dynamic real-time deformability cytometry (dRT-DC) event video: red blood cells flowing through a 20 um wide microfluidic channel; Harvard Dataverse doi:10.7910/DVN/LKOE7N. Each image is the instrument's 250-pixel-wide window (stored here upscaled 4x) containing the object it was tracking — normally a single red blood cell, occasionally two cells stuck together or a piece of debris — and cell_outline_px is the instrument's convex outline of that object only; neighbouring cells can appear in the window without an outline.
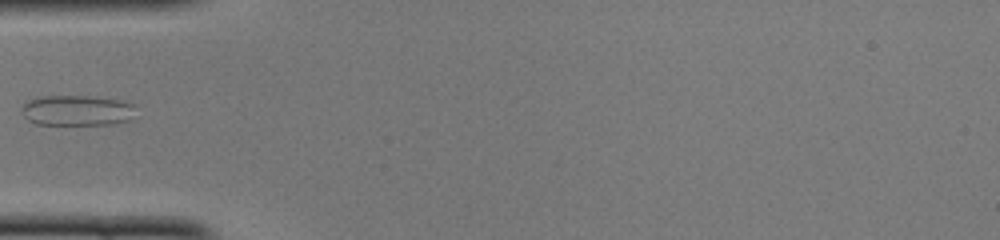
{"species": "common noctule bat (a hibernating species)", "species_latin": "Nyctalus noctula", "temperature_condition": "cold", "stored_images_in_passage": 32, "camera_frame_rate_fps": 3000, "um_per_image_px": 0.085, "animal": {"sex": "female", "body_mass_g": 22.0, "forearm_length_mm": 56.7}, "frame": {"image": 1, "passage_image": 1, "time_ms": 0.0, "image_size_px": [1000, 240], "cell_outline_px": [[132, 104], [128, 120], [112, 124], [36, 124], [28, 120], [24, 116], [20, 108], [28, 100], [40, 96], [88, 96], [120, 100]], "centroid_in_image_um": [6.43, 9.38], "position_along_channel_um": 78.6, "area_um2": 19.83}}
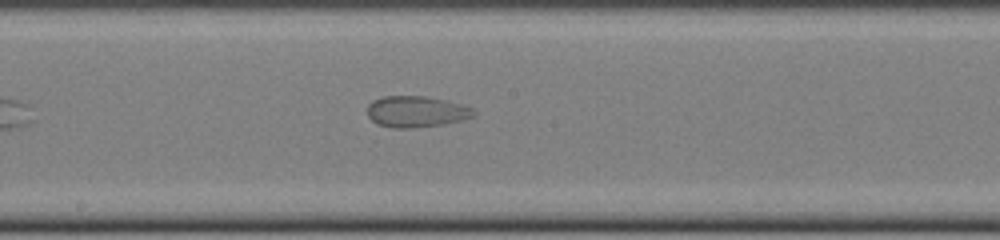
{"frame": {"image": 2, "passage_image": 11, "time_ms": 3.333, "image_size_px": [1000, 240], "cell_outline_px": [[476, 112], [472, 116], [460, 120], [444, 124], [412, 128], [392, 128], [376, 124], [368, 116], [368, 104], [372, 100], [384, 96], [424, 96], [444, 100], [460, 104], [472, 108]], "centroid_in_image_um": [35.33, 9.49], "position_along_channel_um": 212.9, "area_um2": 19.25}}
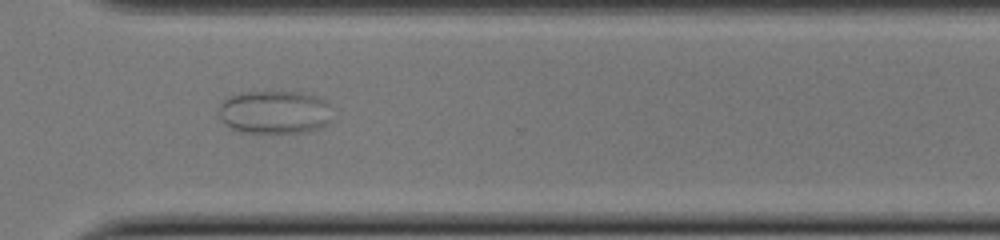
{"frame": {"image": 3, "passage_image": 21, "time_ms": 6.667, "image_size_px": [1000, 240], "cell_outline_px": [[332, 120], [320, 128], [304, 132], [240, 132], [232, 128], [220, 116], [220, 104], [224, 100], [240, 92], [300, 92], [316, 96], [328, 100]], "centroid_in_image_um": [23.4, 9.52], "position_along_channel_um": 347.2, "area_um2": 28.44}}